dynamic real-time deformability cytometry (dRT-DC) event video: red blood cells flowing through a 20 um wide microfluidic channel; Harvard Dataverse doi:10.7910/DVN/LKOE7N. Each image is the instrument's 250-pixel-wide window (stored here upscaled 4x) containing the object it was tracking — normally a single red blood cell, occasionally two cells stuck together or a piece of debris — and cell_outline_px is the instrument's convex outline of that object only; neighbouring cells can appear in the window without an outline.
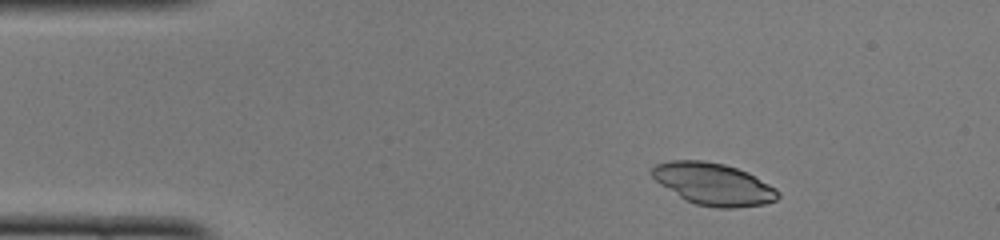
{"species": "common noctule bat (a hibernating species)", "species_latin": "Nyctalus noctula", "temperature_condition": "cold", "stored_images_in_passage": 27, "camera_frame_rate_fps": 3000, "um_per_image_px": 0.085, "animal": {"sex": "female", "body_mass_g": 22.0, "forearm_length_mm": 56.7}, "frame": {"image": 1, "passage_image": 1, "time_ms": 0.0, "image_size_px": [1000, 240], "cell_outline_px": [[780, 196], [776, 200], [764, 204], [736, 208], [716, 208], [696, 204], [680, 196], [656, 180], [652, 176], [652, 168], [656, 164], [672, 160], [704, 160], [724, 164], [748, 172], [776, 188], [780, 192]], "centroid_in_image_um": [60.69, 15.64], "position_along_channel_um": 24.3, "area_um2": 30.63}}